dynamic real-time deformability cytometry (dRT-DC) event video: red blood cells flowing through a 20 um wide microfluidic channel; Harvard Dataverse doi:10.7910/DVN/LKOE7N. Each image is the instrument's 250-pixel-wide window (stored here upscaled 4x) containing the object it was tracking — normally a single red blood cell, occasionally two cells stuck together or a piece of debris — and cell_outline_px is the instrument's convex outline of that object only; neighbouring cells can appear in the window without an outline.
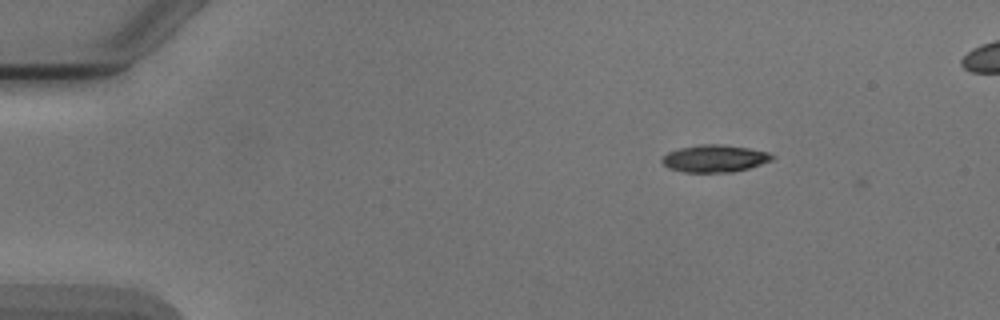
{"species": "Egyptian fruit bat (a non-hibernating species)", "species_latin": "Rousettus aegyptiacus", "temperature_condition": "cold", "stored_images_in_passage": 2, "camera_frame_rate_fps": 3000, "um_per_image_px": 0.085, "animal": {"sex": "male"}, "frame": {"image": 1, "passage_image": 1, "time_ms": 0.0, "image_size_px": [1000, 320], "cell_outline_px": [[776, 156], [772, 160], [748, 168], [732, 172], [684, 172], [668, 168], [660, 160], [668, 152], [680, 148], [700, 144], [720, 144], [748, 148], [768, 152]], "centroid_in_image_um": [60.74, 13.47], "position_along_channel_um": 24.3, "area_um2": 17.4}}